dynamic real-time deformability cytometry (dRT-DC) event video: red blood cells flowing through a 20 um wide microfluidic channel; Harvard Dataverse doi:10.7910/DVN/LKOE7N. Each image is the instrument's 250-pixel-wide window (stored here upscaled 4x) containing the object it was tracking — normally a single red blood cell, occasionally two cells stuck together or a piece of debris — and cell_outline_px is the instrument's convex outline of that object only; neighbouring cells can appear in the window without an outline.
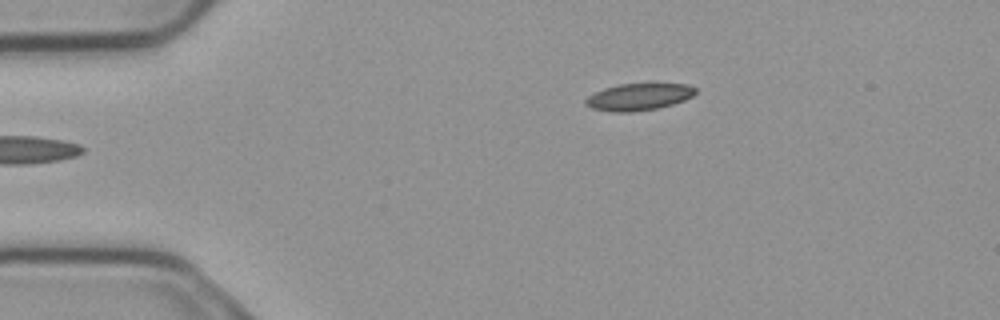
{"species": "common noctule bat (a hibernating species)", "species_latin": "Nyctalus noctula", "temperature_condition": "cold", "stored_images_in_passage": 7, "camera_frame_rate_fps": 3000, "um_per_image_px": 0.085, "animal": {"sex": "male", "body_mass_g": 23.1, "forearm_length_mm": 52.7}, "frame": {"image": 1, "passage_image": 1, "time_ms": 0.0, "image_size_px": [1000, 320], "cell_outline_px": [[696, 92], [692, 96], [684, 100], [660, 108], [632, 112], [612, 112], [592, 108], [584, 104], [584, 100], [588, 96], [604, 88], [620, 84], [688, 84], [696, 88]], "centroid_in_image_um": [54.28, 8.24], "position_along_channel_um": 30.7, "area_um2": 17.22}}
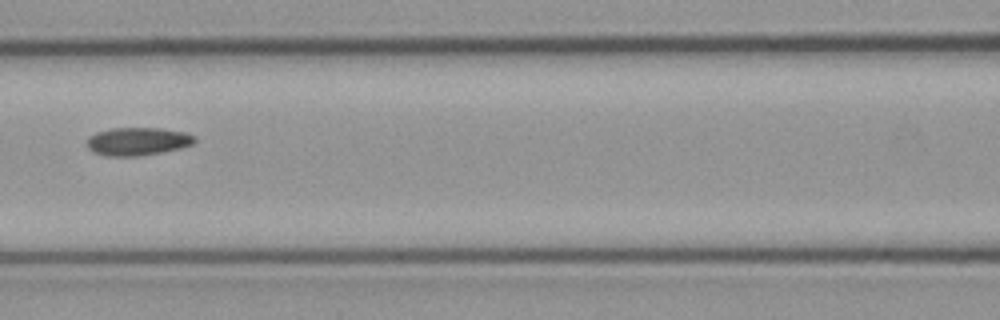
{"frame": {"image": 2, "passage_image": 4, "time_ms": 1.0, "image_size_px": [1000, 320], "cell_outline_px": [[196, 140], [192, 144], [180, 148], [140, 156], [108, 156], [92, 152], [88, 148], [88, 136], [96, 132], [112, 128], [160, 128], [184, 132], [196, 136]], "centroid_in_image_um": [11.69, 12.01], "position_along_channel_um": 154.9, "area_um2": 17.57}}
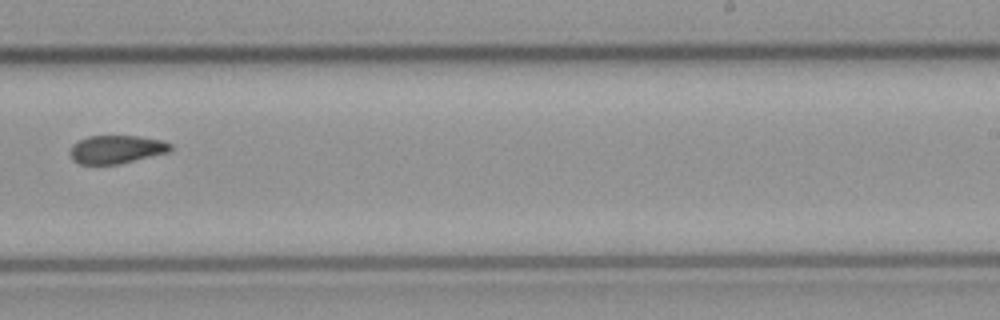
{"frame": {"image": 3, "passage_image": 7, "time_ms": 2.0, "image_size_px": [1000, 320], "cell_outline_px": [[172, 148], [168, 152], [120, 164], [80, 164], [72, 160], [68, 152], [72, 144], [88, 136], [136, 136], [160, 140], [172, 144]], "centroid_in_image_um": [9.85, 12.7], "position_along_channel_um": 279.2, "area_um2": 16.53}}